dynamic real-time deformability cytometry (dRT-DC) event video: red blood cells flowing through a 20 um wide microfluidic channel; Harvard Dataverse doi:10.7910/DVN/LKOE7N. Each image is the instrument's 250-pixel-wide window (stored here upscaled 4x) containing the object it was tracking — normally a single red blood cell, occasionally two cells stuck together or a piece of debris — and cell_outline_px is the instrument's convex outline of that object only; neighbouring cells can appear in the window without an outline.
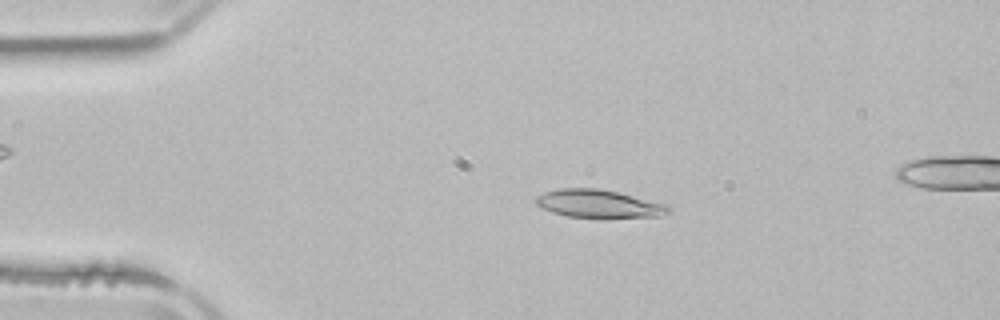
{"species": "common noctule bat (a hibernating species)", "species_latin": "Nyctalus noctula", "temperature_condition": "room temperature", "stored_images_in_passage": 3, "segment_of_instrument_passage": [1, 2], "camera_frame_rate_fps": 3000, "um_per_image_px": 0.085, "animal": {"sex": "male", "body_mass_g": 21.5, "forearm_length_mm": 52.0}, "frame": {"image": 1, "passage_image": 1, "time_ms": 0.0, "image_size_px": [1000, 320], "cell_outline_px": [[672, 212], [660, 216], [568, 216], [552, 212], [536, 204], [536, 196], [544, 192], [560, 188], [600, 188], [668, 204], [672, 208]], "centroid_in_image_um": [50.92, 17.29], "position_along_channel_um": 34.1, "area_um2": 21.15}}